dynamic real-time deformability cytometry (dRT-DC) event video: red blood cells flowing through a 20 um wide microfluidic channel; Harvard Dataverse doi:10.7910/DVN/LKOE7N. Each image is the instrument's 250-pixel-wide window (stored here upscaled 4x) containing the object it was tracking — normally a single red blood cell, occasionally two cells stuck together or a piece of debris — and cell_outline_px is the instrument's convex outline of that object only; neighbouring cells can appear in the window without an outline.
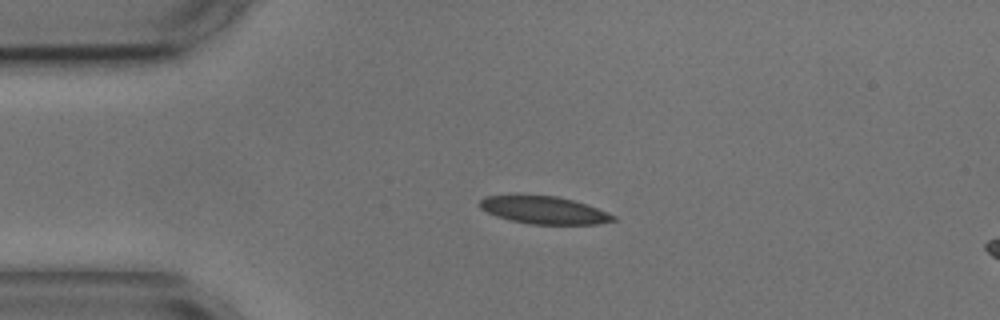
{"species": "common noctule bat (a hibernating species)", "species_latin": "Nyctalus noctula", "temperature_condition": "cold", "stored_images_in_passage": 3, "camera_frame_rate_fps": 3000, "um_per_image_px": 0.085, "animal": {"sex": "male", "body_mass_g": 17.9, "forearm_length_mm": 54.2}, "frame": {"image": 1, "passage_image": 1, "time_ms": 0.0, "image_size_px": [1000, 320], "cell_outline_px": [[616, 220], [596, 224], [528, 224], [496, 216], [480, 208], [480, 200], [484, 196], [556, 196], [588, 204], [616, 216]], "centroid_in_image_um": [46.27, 17.87], "position_along_channel_um": 38.7, "area_um2": 21.1}}